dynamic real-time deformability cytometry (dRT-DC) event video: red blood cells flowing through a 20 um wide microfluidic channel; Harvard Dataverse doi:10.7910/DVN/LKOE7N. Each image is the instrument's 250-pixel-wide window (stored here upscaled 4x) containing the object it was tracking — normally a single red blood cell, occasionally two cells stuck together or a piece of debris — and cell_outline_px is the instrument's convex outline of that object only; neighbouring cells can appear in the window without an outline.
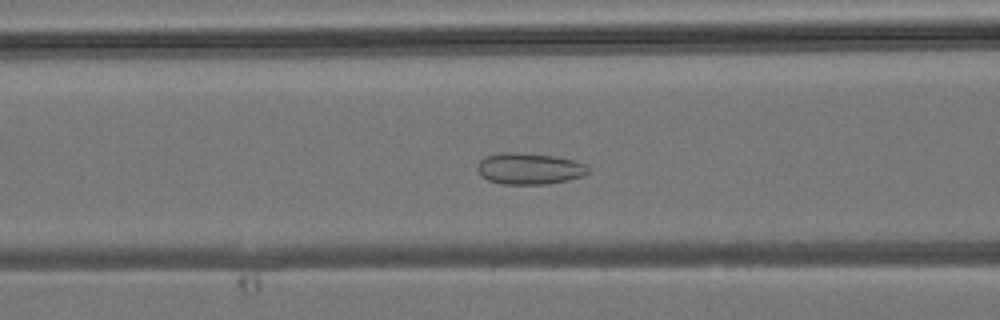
{"species": "common noctule bat (a hibernating species)", "species_latin": "Nyctalus noctula", "temperature_condition": "room temperature", "stored_images_in_passage": 41, "camera_frame_rate_fps": 3000, "um_per_image_px": 0.085, "animal": {"sex": "male", "body_mass_g": 19.2, "forearm_length_mm": 51.8}, "frame": {"image": 1, "passage_image": 15, "time_ms": 4.667, "image_size_px": [1000, 320], "cell_outline_px": [[588, 172], [580, 176], [568, 180], [548, 184], [500, 184], [488, 180], [476, 168], [480, 160], [488, 156], [504, 152], [520, 152], [556, 156], [576, 160], [588, 164]], "centroid_in_image_um": [45.03, 14.32], "position_along_channel_um": 121.6, "area_um2": 20.29}}
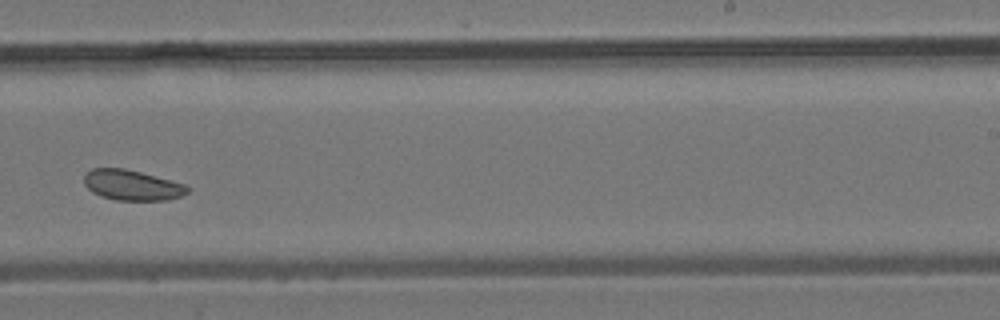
{"frame": {"image": 2, "passage_image": 25, "time_ms": 8.0, "image_size_px": [1000, 320], "cell_outline_px": [[188, 192], [180, 196], [168, 200], [116, 200], [100, 196], [92, 192], [84, 184], [84, 176], [92, 168], [124, 168], [188, 184]], "centroid_in_image_um": [11.23, 15.74], "position_along_channel_um": 277.8, "area_um2": 18.32}}
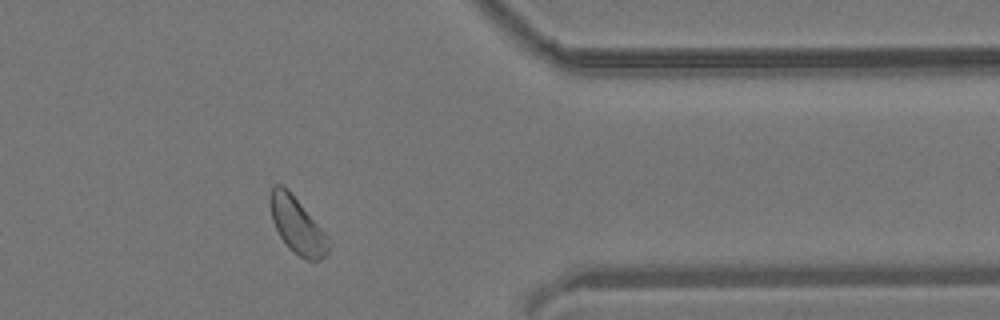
{"frame": {"image": 3, "passage_image": 33, "time_ms": 10.667, "image_size_px": [1000, 320], "cell_outline_px": [[332, 244], [328, 252], [320, 260], [308, 260], [300, 256], [288, 248], [280, 236], [272, 220], [268, 200], [268, 196], [272, 188], [276, 184], [280, 184], [288, 188], [328, 236]], "centroid_in_image_um": [25.26, 19.14], "position_along_channel_um": 386.1, "area_um2": 19.31}}